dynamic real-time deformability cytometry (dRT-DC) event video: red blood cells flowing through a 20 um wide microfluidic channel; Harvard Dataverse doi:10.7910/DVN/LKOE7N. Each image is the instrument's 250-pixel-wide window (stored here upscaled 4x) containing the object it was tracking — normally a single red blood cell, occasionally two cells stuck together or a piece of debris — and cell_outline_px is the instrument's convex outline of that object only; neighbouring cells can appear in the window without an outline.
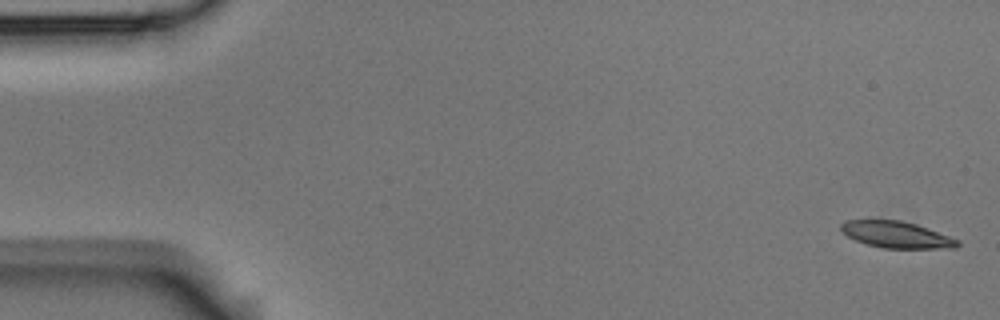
{"species": "Egyptian fruit bat (a non-hibernating species)", "species_latin": "Rousettus aegyptiacus", "temperature_condition": "room temperature", "stored_images_in_passage": 5, "camera_frame_rate_fps": 3000, "um_per_image_px": 0.085, "animal": {"sex": "male"}, "frame": {"image": 1, "passage_image": 1, "time_ms": 0.0, "image_size_px": [1000, 320], "cell_outline_px": [[960, 244], [956, 248], [884, 248], [868, 244], [856, 240], [848, 236], [840, 228], [840, 224], [844, 220], [900, 220], [916, 224], [928, 228], [960, 240]], "centroid_in_image_um": [76.23, 19.94], "position_along_channel_um": 8.8, "area_um2": 17.92}}
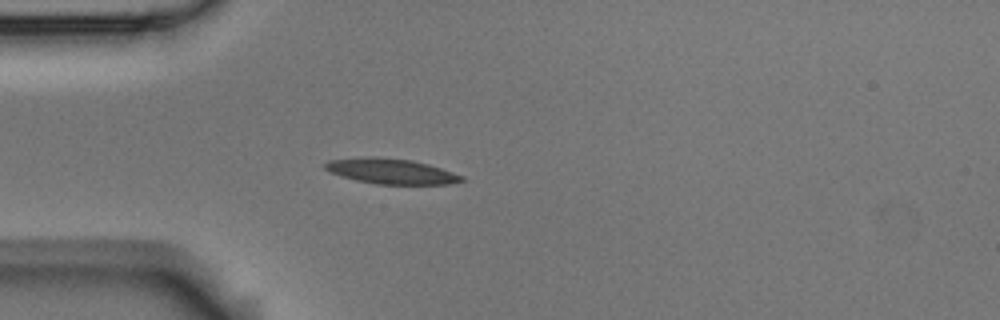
{"frame": {"image": 2, "passage_image": 5, "time_ms": 1.333, "image_size_px": [1000, 320], "cell_outline_px": [[464, 180], [448, 184], [376, 184], [356, 180], [328, 172], [324, 168], [324, 164], [328, 160], [368, 156], [372, 156], [412, 160], [428, 164], [464, 176]], "centroid_in_image_um": [33.2, 14.55], "position_along_channel_um": 51.8, "area_um2": 20.11}}